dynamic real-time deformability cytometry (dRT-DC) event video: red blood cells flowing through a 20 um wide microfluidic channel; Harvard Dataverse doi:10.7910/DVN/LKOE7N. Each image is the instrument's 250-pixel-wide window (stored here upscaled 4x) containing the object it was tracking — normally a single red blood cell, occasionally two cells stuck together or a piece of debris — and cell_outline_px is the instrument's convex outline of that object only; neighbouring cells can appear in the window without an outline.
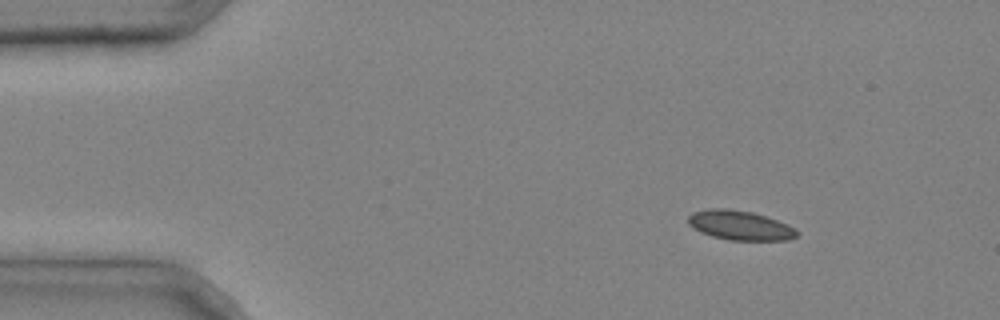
{"species": "common noctule bat (a hibernating species)", "species_latin": "Nyctalus noctula", "temperature_condition": "cold", "stored_images_in_passage": 3, "camera_frame_rate_fps": 3000, "um_per_image_px": 0.085, "animal": {"sex": "male", "body_mass_g": 20.4}, "frame": {"image": 1, "passage_image": 1, "time_ms": 0.0, "image_size_px": [1000, 320], "cell_outline_px": [[800, 232], [796, 236], [788, 240], [728, 240], [712, 236], [700, 232], [692, 228], [688, 224], [688, 216], [692, 212], [708, 208], [728, 208], [752, 212], [788, 224], [796, 228]], "centroid_in_image_um": [62.88, 19.15], "position_along_channel_um": 22.1, "area_um2": 18.84}}